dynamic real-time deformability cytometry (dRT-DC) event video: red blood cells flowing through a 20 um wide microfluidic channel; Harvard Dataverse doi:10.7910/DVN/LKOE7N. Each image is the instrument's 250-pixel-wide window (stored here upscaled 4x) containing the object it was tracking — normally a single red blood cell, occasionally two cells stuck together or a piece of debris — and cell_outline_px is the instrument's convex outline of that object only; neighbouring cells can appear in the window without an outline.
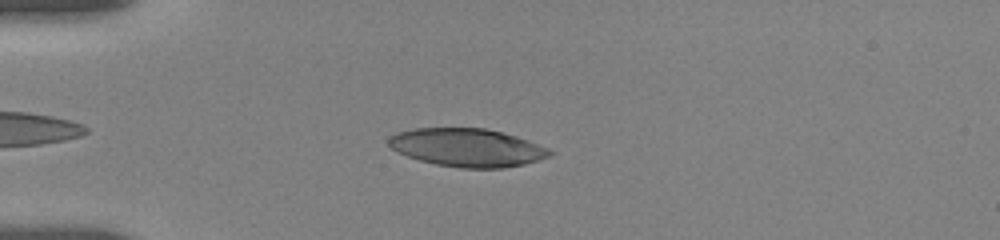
{"species": "human", "species_latin": "Homo sapiens", "temperature_condition": "room temperature", "stored_images_in_passage": 42, "camera_frame_rate_fps": 3000, "um_per_image_px": 0.085, "donor": {"sex": "female"}, "frame": {"image": 1, "passage_image": 3, "time_ms": 1.333, "image_size_px": [1000, 240], "cell_outline_px": [[556, 152], [552, 156], [524, 164], [504, 168], [460, 168], [436, 164], [420, 160], [396, 152], [388, 144], [388, 140], [396, 132], [416, 128], [484, 128], [516, 136], [548, 148]], "centroid_in_image_um": [39.73, 12.55], "position_along_channel_um": 45.3, "area_um2": 35.78}}
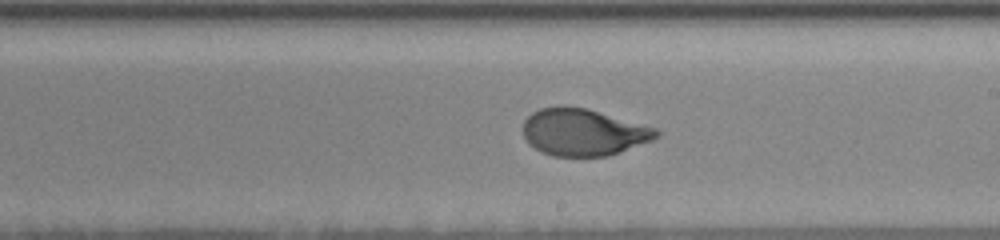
{"frame": {"image": 2, "passage_image": 20, "time_ms": 7.333, "image_size_px": [1000, 240], "cell_outline_px": [[660, 136], [652, 140], [620, 152], [608, 156], [552, 156], [540, 152], [528, 144], [524, 136], [524, 120], [532, 112], [540, 108], [560, 104], [564, 104], [588, 108], [656, 128], [660, 132]], "centroid_in_image_um": [49.56, 11.22], "position_along_channel_um": 239.4, "area_um2": 36.93}}
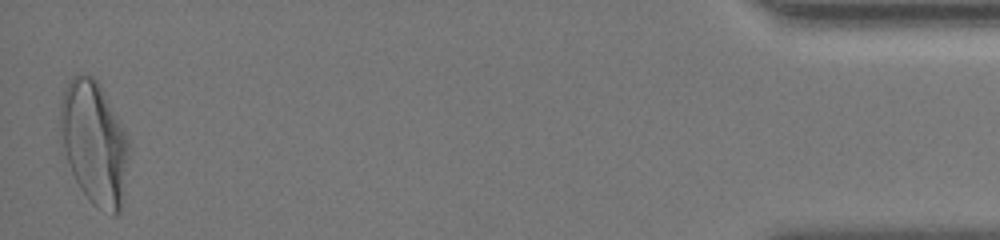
{"frame": {"image": 3, "passage_image": 42, "time_ms": 14.667, "image_size_px": [1000, 240], "cell_outline_px": [[128, 160], [120, 212], [116, 216], [112, 216], [96, 208], [92, 204], [80, 188], [72, 172], [64, 148], [60, 128], [60, 100], [68, 80], [76, 72], [80, 72], [92, 76], [100, 84], [120, 120], [128, 136]], "centroid_in_image_um": [8.01, 12.11], "position_along_channel_um": 427.2, "area_um2": 49.42}, "authors_computed_cell_mechanics": {"area_um2": 37.8012, "velocity_mm_per_s": 3.6422, "shape_relaxation_time_tau1_ms": 3.4796, "shape_relaxation_time_tau2_ms": null, "deformation_change_tau1": 0.1947, "deformation_change_tau2": null}}